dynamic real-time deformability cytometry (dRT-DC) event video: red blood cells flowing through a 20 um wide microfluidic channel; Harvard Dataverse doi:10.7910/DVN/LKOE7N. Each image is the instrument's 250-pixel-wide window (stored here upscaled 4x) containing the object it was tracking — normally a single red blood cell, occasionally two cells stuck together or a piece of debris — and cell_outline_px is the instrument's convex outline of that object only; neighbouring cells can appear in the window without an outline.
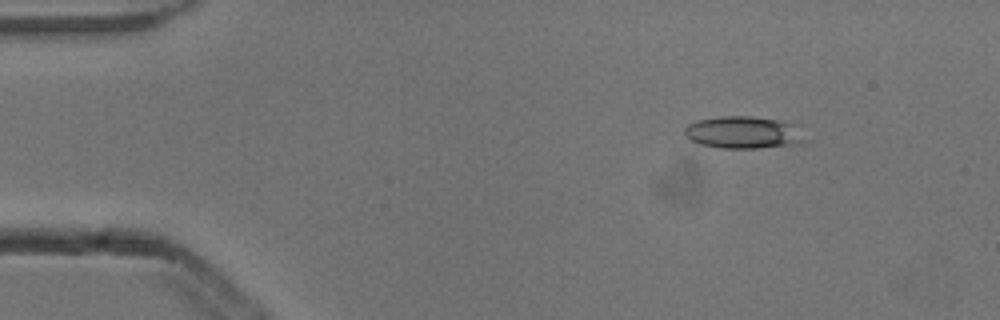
{"species": "common noctule bat (a hibernating species)", "species_latin": "Nyctalus noctula", "temperature_condition": "cold", "stored_images_in_passage": 4, "camera_frame_rate_fps": 3000, "um_per_image_px": 0.085, "animal": {"sex": "male", "body_mass_g": 13.3}, "frame": {"image": 1, "passage_image": 1, "time_ms": 0.0, "image_size_px": [1000, 320], "cell_outline_px": [[808, 140], [804, 144], [756, 148], [720, 148], [700, 144], [688, 140], [684, 136], [684, 128], [688, 124], [696, 120], [720, 116], [752, 116], [780, 120], [796, 124]], "centroid_in_image_um": [63.22, 11.26], "position_along_channel_um": 21.8, "area_um2": 23.24}}
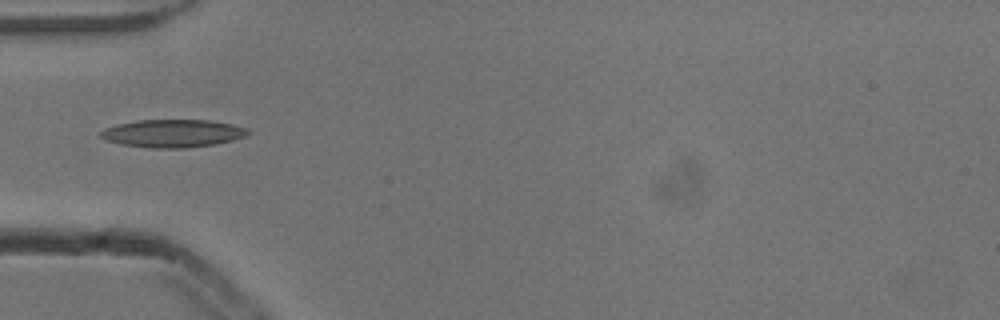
{"frame": {"image": 2, "passage_image": 4, "time_ms": 1.0, "image_size_px": [1000, 320], "cell_outline_px": [[252, 132], [244, 136], [232, 140], [216, 144], [188, 148], [148, 148], [120, 144], [104, 140], [100, 136], [100, 132], [104, 128], [116, 124], [136, 120], [208, 120], [232, 124], [248, 128]], "centroid_in_image_um": [14.66, 11.34], "position_along_channel_um": 70.3, "area_um2": 24.16}}